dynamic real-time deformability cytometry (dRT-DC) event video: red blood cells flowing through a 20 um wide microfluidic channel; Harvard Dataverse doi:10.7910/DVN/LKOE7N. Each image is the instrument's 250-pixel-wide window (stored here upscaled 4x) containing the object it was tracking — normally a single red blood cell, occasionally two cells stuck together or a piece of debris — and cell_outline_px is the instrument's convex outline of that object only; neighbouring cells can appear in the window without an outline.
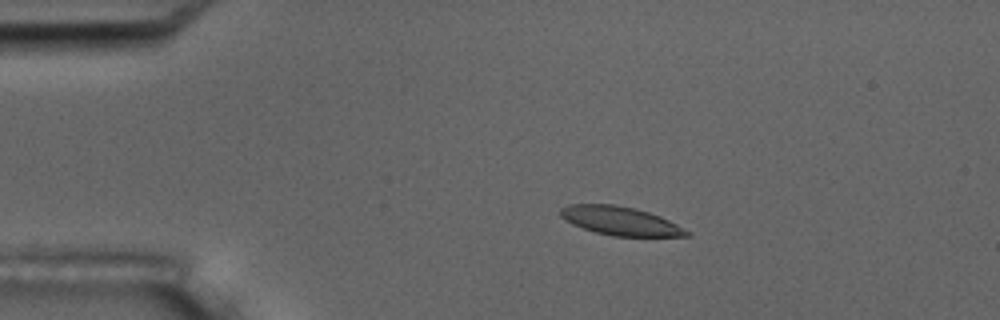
{"species": "common noctule bat (a hibernating species)", "species_latin": "Nyctalus noctula", "temperature_condition": "room temperature", "stored_images_in_passage": 8, "camera_frame_rate_fps": 3000, "um_per_image_px": 0.085, "animal": {"sex": "male", "body_mass_g": 17.5, "forearm_length_mm": 52.3}, "frame": {"image": 1, "passage_image": 2, "time_ms": 2.0, "image_size_px": [1000, 320], "cell_outline_px": [[692, 232], [688, 236], [612, 236], [596, 232], [572, 224], [560, 216], [560, 208], [568, 204], [616, 204], [636, 208], [660, 216]], "centroid_in_image_um": [52.72, 18.77], "position_along_channel_um": 32.3, "area_um2": 21.04}}
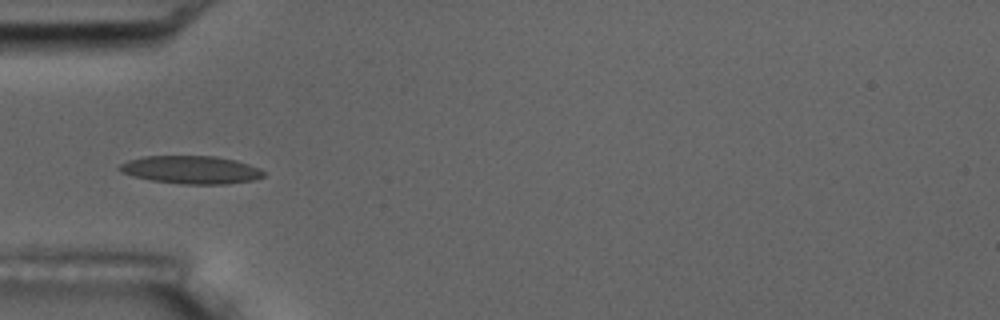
{"frame": {"image": 2, "passage_image": 4, "time_ms": 4.333, "image_size_px": [1000, 320], "cell_outline_px": [[264, 176], [252, 180], [228, 184], [180, 184], [152, 180], [132, 176], [120, 172], [116, 168], [120, 164], [128, 160], [144, 156], [216, 156], [236, 160], [260, 168], [264, 172]], "centroid_in_image_um": [16.21, 14.43], "position_along_channel_um": 68.8, "area_um2": 23.58}}
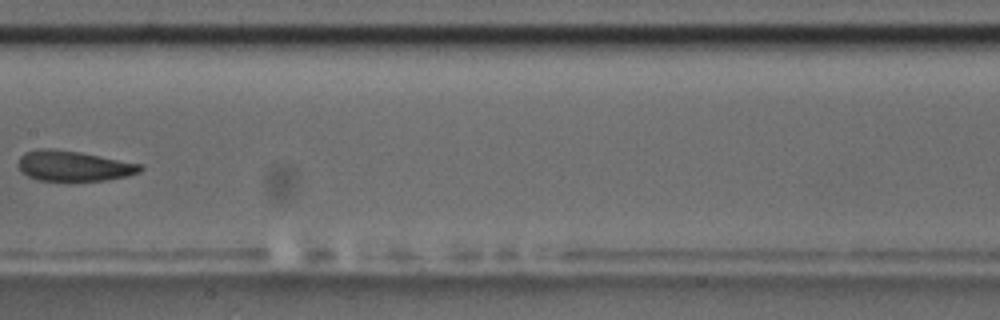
{"frame": {"image": 3, "passage_image": 7, "time_ms": 8.0, "image_size_px": [1000, 320], "cell_outline_px": [[144, 168], [140, 172], [128, 176], [104, 180], [68, 184], [36, 180], [28, 176], [20, 168], [20, 156], [24, 152], [40, 148], [52, 148], [80, 152], [144, 164]], "centroid_in_image_um": [6.3, 14.15], "position_along_channel_um": 201.1, "area_um2": 22.48}}